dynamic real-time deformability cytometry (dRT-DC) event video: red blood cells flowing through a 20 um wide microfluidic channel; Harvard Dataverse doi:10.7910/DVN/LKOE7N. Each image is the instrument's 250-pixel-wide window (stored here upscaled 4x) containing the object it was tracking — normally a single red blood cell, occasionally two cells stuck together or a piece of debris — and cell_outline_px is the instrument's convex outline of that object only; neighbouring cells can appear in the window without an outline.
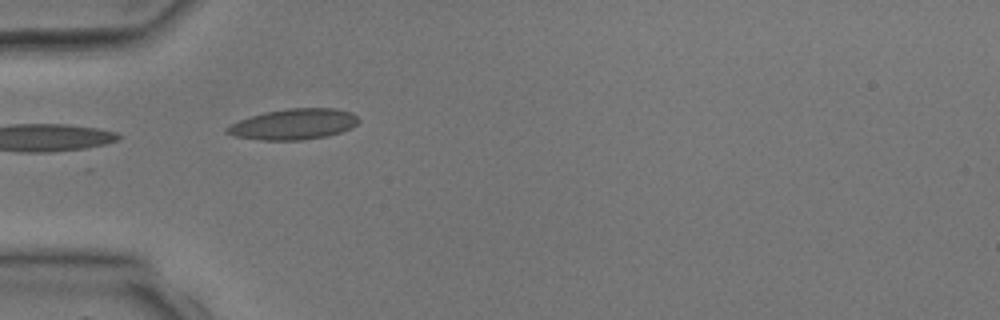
{"species": "common noctule bat (a hibernating species)", "species_latin": "Nyctalus noctula", "temperature_condition": "room temperature", "stored_images_in_passage": 2, "camera_frame_rate_fps": 3000, "um_per_image_px": 0.085, "animal": {"sex": "male", "body_mass_g": 17.9, "forearm_length_mm": 54.2}, "frame": {"image": 1, "passage_image": 2, "time_ms": 1.0, "image_size_px": [1000, 320], "cell_outline_px": [[360, 120], [352, 128], [328, 136], [300, 140], [260, 140], [236, 136], [224, 132], [224, 128], [240, 120], [264, 112], [288, 108], [336, 108], [352, 112]], "centroid_in_image_um": [24.98, 10.55], "position_along_channel_um": 60.0, "area_um2": 23.58}}